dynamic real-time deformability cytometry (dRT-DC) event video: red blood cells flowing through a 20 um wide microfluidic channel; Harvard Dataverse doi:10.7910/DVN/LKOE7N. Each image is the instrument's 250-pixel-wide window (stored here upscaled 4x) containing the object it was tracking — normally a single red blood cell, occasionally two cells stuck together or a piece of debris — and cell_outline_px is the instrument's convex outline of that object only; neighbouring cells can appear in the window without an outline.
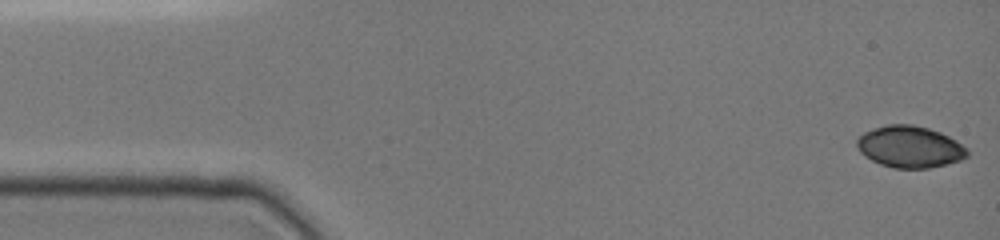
{"species": "common noctule bat (a hibernating species)", "species_latin": "Nyctalus noctula", "temperature_condition": "cold", "stored_images_in_passage": 82, "camera_frame_rate_fps": 3000, "um_per_image_px": 0.085, "animal": {"sex": "female", "body_mass_g": 19.0, "forearm_length_mm": 51.5}, "frame": {"image": 1, "passage_image": 1, "time_ms": 0.0, "image_size_px": [1000, 240], "cell_outline_px": [[968, 156], [960, 160], [928, 168], [896, 168], [880, 164], [864, 156], [860, 152], [856, 144], [856, 140], [864, 132], [888, 124], [912, 124], [928, 128], [940, 132], [956, 140], [968, 148]], "centroid_in_image_um": [77.34, 12.47], "position_along_channel_um": 7.7, "area_um2": 26.7}}
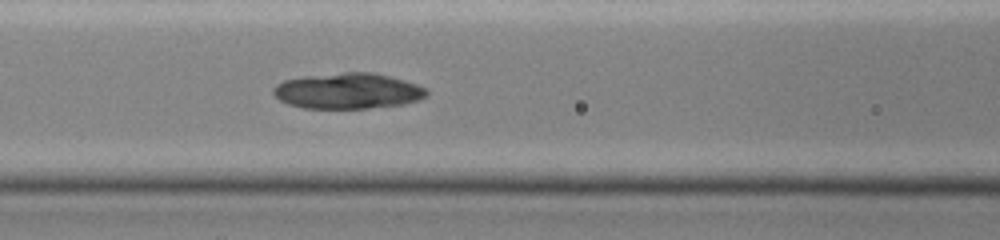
{"frame": {"image": 2, "passage_image": 32, "time_ms": 6.333, "image_size_px": [1000, 240], "cell_outline_px": [[428, 96], [420, 100], [404, 104], [368, 108], [304, 108], [288, 104], [280, 100], [272, 92], [272, 88], [276, 84], [284, 80], [304, 76], [344, 72], [372, 72], [404, 80], [428, 88]], "centroid_in_image_um": [29.59, 7.73], "position_along_channel_um": 137.0, "area_um2": 32.08}}
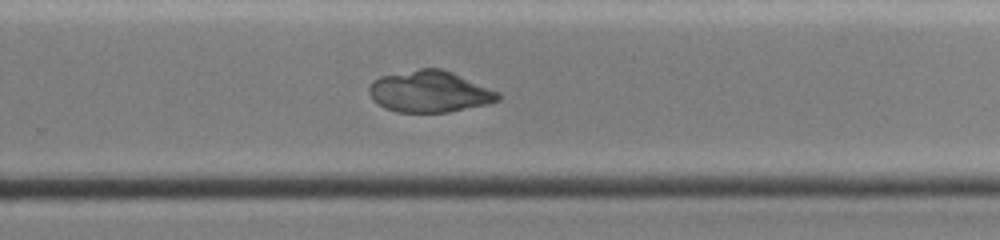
{"frame": {"image": 3, "passage_image": 53, "time_ms": 10.333, "image_size_px": [1000, 240], "cell_outline_px": [[500, 100], [484, 104], [448, 112], [396, 112], [384, 108], [372, 100], [368, 92], [368, 88], [372, 80], [380, 76], [420, 68], [440, 68], [452, 72], [500, 92]], "centroid_in_image_um": [36.47, 7.78], "position_along_channel_um": 293.3, "area_um2": 31.21}}